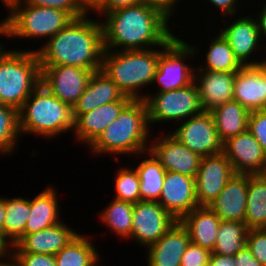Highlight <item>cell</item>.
Segmentation results:
<instances>
[{
  "instance_id": "cell-2",
  "label": "cell",
  "mask_w": 266,
  "mask_h": 266,
  "mask_svg": "<svg viewBox=\"0 0 266 266\" xmlns=\"http://www.w3.org/2000/svg\"><path fill=\"white\" fill-rule=\"evenodd\" d=\"M85 15L73 19L35 51L40 65H69L92 72L101 70L103 29L101 20Z\"/></svg>"
},
{
  "instance_id": "cell-18",
  "label": "cell",
  "mask_w": 266,
  "mask_h": 266,
  "mask_svg": "<svg viewBox=\"0 0 266 266\" xmlns=\"http://www.w3.org/2000/svg\"><path fill=\"white\" fill-rule=\"evenodd\" d=\"M233 100L249 112L266 109V63L236 71Z\"/></svg>"
},
{
  "instance_id": "cell-44",
  "label": "cell",
  "mask_w": 266,
  "mask_h": 266,
  "mask_svg": "<svg viewBox=\"0 0 266 266\" xmlns=\"http://www.w3.org/2000/svg\"><path fill=\"white\" fill-rule=\"evenodd\" d=\"M179 1L180 0H145V3L161 10L169 19H171V17L173 18L174 14L177 12L176 10Z\"/></svg>"
},
{
  "instance_id": "cell-20",
  "label": "cell",
  "mask_w": 266,
  "mask_h": 266,
  "mask_svg": "<svg viewBox=\"0 0 266 266\" xmlns=\"http://www.w3.org/2000/svg\"><path fill=\"white\" fill-rule=\"evenodd\" d=\"M190 242L186 227L176 221L161 239L146 248L147 266H180Z\"/></svg>"
},
{
  "instance_id": "cell-4",
  "label": "cell",
  "mask_w": 266,
  "mask_h": 266,
  "mask_svg": "<svg viewBox=\"0 0 266 266\" xmlns=\"http://www.w3.org/2000/svg\"><path fill=\"white\" fill-rule=\"evenodd\" d=\"M175 37L176 35L163 46L150 49L129 51L104 49L101 70L116 83L125 96L132 100H144L145 95L139 90L142 87L147 89V86L153 84L161 51Z\"/></svg>"
},
{
  "instance_id": "cell-33",
  "label": "cell",
  "mask_w": 266,
  "mask_h": 266,
  "mask_svg": "<svg viewBox=\"0 0 266 266\" xmlns=\"http://www.w3.org/2000/svg\"><path fill=\"white\" fill-rule=\"evenodd\" d=\"M134 204L112 198L105 209L100 211L99 221L111 232L127 240L131 236Z\"/></svg>"
},
{
  "instance_id": "cell-26",
  "label": "cell",
  "mask_w": 266,
  "mask_h": 266,
  "mask_svg": "<svg viewBox=\"0 0 266 266\" xmlns=\"http://www.w3.org/2000/svg\"><path fill=\"white\" fill-rule=\"evenodd\" d=\"M180 222L186 227L190 241L212 252L221 219L209 207H197Z\"/></svg>"
},
{
  "instance_id": "cell-28",
  "label": "cell",
  "mask_w": 266,
  "mask_h": 266,
  "mask_svg": "<svg viewBox=\"0 0 266 266\" xmlns=\"http://www.w3.org/2000/svg\"><path fill=\"white\" fill-rule=\"evenodd\" d=\"M147 155L148 157H146ZM137 156L144 158L135 167L140 179V201L158 202L164 185L166 170L150 151L138 154Z\"/></svg>"
},
{
  "instance_id": "cell-53",
  "label": "cell",
  "mask_w": 266,
  "mask_h": 266,
  "mask_svg": "<svg viewBox=\"0 0 266 266\" xmlns=\"http://www.w3.org/2000/svg\"><path fill=\"white\" fill-rule=\"evenodd\" d=\"M84 3L91 9L99 0H83Z\"/></svg>"
},
{
  "instance_id": "cell-11",
  "label": "cell",
  "mask_w": 266,
  "mask_h": 266,
  "mask_svg": "<svg viewBox=\"0 0 266 266\" xmlns=\"http://www.w3.org/2000/svg\"><path fill=\"white\" fill-rule=\"evenodd\" d=\"M176 221L157 201H138L134 204L128 240L147 248L161 239Z\"/></svg>"
},
{
  "instance_id": "cell-39",
  "label": "cell",
  "mask_w": 266,
  "mask_h": 266,
  "mask_svg": "<svg viewBox=\"0 0 266 266\" xmlns=\"http://www.w3.org/2000/svg\"><path fill=\"white\" fill-rule=\"evenodd\" d=\"M248 130L266 153V109L250 112Z\"/></svg>"
},
{
  "instance_id": "cell-9",
  "label": "cell",
  "mask_w": 266,
  "mask_h": 266,
  "mask_svg": "<svg viewBox=\"0 0 266 266\" xmlns=\"http://www.w3.org/2000/svg\"><path fill=\"white\" fill-rule=\"evenodd\" d=\"M178 35L161 51L158 68L154 75L153 85L157 82L156 92H167L184 88L194 82L195 66L186 64L187 58L196 56L199 45H191ZM198 48V49H197Z\"/></svg>"
},
{
  "instance_id": "cell-17",
  "label": "cell",
  "mask_w": 266,
  "mask_h": 266,
  "mask_svg": "<svg viewBox=\"0 0 266 266\" xmlns=\"http://www.w3.org/2000/svg\"><path fill=\"white\" fill-rule=\"evenodd\" d=\"M158 203L177 221L199 207L195 178L166 171L164 185Z\"/></svg>"
},
{
  "instance_id": "cell-19",
  "label": "cell",
  "mask_w": 266,
  "mask_h": 266,
  "mask_svg": "<svg viewBox=\"0 0 266 266\" xmlns=\"http://www.w3.org/2000/svg\"><path fill=\"white\" fill-rule=\"evenodd\" d=\"M236 72L205 71L195 68L194 82L198 88L203 111L210 112L233 100Z\"/></svg>"
},
{
  "instance_id": "cell-35",
  "label": "cell",
  "mask_w": 266,
  "mask_h": 266,
  "mask_svg": "<svg viewBox=\"0 0 266 266\" xmlns=\"http://www.w3.org/2000/svg\"><path fill=\"white\" fill-rule=\"evenodd\" d=\"M20 136L19 111L0 104V154L15 153Z\"/></svg>"
},
{
  "instance_id": "cell-46",
  "label": "cell",
  "mask_w": 266,
  "mask_h": 266,
  "mask_svg": "<svg viewBox=\"0 0 266 266\" xmlns=\"http://www.w3.org/2000/svg\"><path fill=\"white\" fill-rule=\"evenodd\" d=\"M13 248V242L4 232H0V262L13 259Z\"/></svg>"
},
{
  "instance_id": "cell-7",
  "label": "cell",
  "mask_w": 266,
  "mask_h": 266,
  "mask_svg": "<svg viewBox=\"0 0 266 266\" xmlns=\"http://www.w3.org/2000/svg\"><path fill=\"white\" fill-rule=\"evenodd\" d=\"M0 23L6 28L8 38L40 39L47 41L65 28L74 18L68 13L50 7H38L22 0L7 10Z\"/></svg>"
},
{
  "instance_id": "cell-21",
  "label": "cell",
  "mask_w": 266,
  "mask_h": 266,
  "mask_svg": "<svg viewBox=\"0 0 266 266\" xmlns=\"http://www.w3.org/2000/svg\"><path fill=\"white\" fill-rule=\"evenodd\" d=\"M131 100H119L104 104L92 111L78 115L74 119L72 134L79 143L90 146L106 127L114 122L122 109Z\"/></svg>"
},
{
  "instance_id": "cell-48",
  "label": "cell",
  "mask_w": 266,
  "mask_h": 266,
  "mask_svg": "<svg viewBox=\"0 0 266 266\" xmlns=\"http://www.w3.org/2000/svg\"><path fill=\"white\" fill-rule=\"evenodd\" d=\"M264 5L263 7H261V10L258 14V16L256 15V20L258 23V28H259V34H260V38L262 41V45H266L265 41H266V3L262 4ZM265 39V41H263ZM264 43V44H263ZM266 48V47H264Z\"/></svg>"
},
{
  "instance_id": "cell-38",
  "label": "cell",
  "mask_w": 266,
  "mask_h": 266,
  "mask_svg": "<svg viewBox=\"0 0 266 266\" xmlns=\"http://www.w3.org/2000/svg\"><path fill=\"white\" fill-rule=\"evenodd\" d=\"M246 246L252 255L263 265L266 266V228L249 229Z\"/></svg>"
},
{
  "instance_id": "cell-13",
  "label": "cell",
  "mask_w": 266,
  "mask_h": 266,
  "mask_svg": "<svg viewBox=\"0 0 266 266\" xmlns=\"http://www.w3.org/2000/svg\"><path fill=\"white\" fill-rule=\"evenodd\" d=\"M223 22L225 23L223 24L222 28H220L223 29L220 31V33L227 40L238 61L243 66L264 64L266 58L262 57V59L258 60L256 55V52L258 53L262 51V47L264 46H260V42L262 41L260 38L256 17L250 14L249 16L241 15V17H238V19L235 17L233 22L230 20V24L226 19H223ZM227 23L228 25L225 26ZM260 48L261 50H259ZM255 55L256 58H254ZM252 56L254 57L252 58Z\"/></svg>"
},
{
  "instance_id": "cell-24",
  "label": "cell",
  "mask_w": 266,
  "mask_h": 266,
  "mask_svg": "<svg viewBox=\"0 0 266 266\" xmlns=\"http://www.w3.org/2000/svg\"><path fill=\"white\" fill-rule=\"evenodd\" d=\"M119 100H132L125 96L114 81L102 70L93 72L88 79L84 93L72 108L73 119L104 104Z\"/></svg>"
},
{
  "instance_id": "cell-1",
  "label": "cell",
  "mask_w": 266,
  "mask_h": 266,
  "mask_svg": "<svg viewBox=\"0 0 266 266\" xmlns=\"http://www.w3.org/2000/svg\"><path fill=\"white\" fill-rule=\"evenodd\" d=\"M103 20V21H102ZM103 46L106 50H143L165 45L175 34L161 10L141 3L103 15Z\"/></svg>"
},
{
  "instance_id": "cell-47",
  "label": "cell",
  "mask_w": 266,
  "mask_h": 266,
  "mask_svg": "<svg viewBox=\"0 0 266 266\" xmlns=\"http://www.w3.org/2000/svg\"><path fill=\"white\" fill-rule=\"evenodd\" d=\"M207 266H236L235 256L212 253Z\"/></svg>"
},
{
  "instance_id": "cell-6",
  "label": "cell",
  "mask_w": 266,
  "mask_h": 266,
  "mask_svg": "<svg viewBox=\"0 0 266 266\" xmlns=\"http://www.w3.org/2000/svg\"><path fill=\"white\" fill-rule=\"evenodd\" d=\"M41 83L35 50L8 49L0 58V104L18 111Z\"/></svg>"
},
{
  "instance_id": "cell-22",
  "label": "cell",
  "mask_w": 266,
  "mask_h": 266,
  "mask_svg": "<svg viewBox=\"0 0 266 266\" xmlns=\"http://www.w3.org/2000/svg\"><path fill=\"white\" fill-rule=\"evenodd\" d=\"M249 174H235L208 207L224 221L245 223Z\"/></svg>"
},
{
  "instance_id": "cell-29",
  "label": "cell",
  "mask_w": 266,
  "mask_h": 266,
  "mask_svg": "<svg viewBox=\"0 0 266 266\" xmlns=\"http://www.w3.org/2000/svg\"><path fill=\"white\" fill-rule=\"evenodd\" d=\"M245 224L266 228V174L249 175Z\"/></svg>"
},
{
  "instance_id": "cell-14",
  "label": "cell",
  "mask_w": 266,
  "mask_h": 266,
  "mask_svg": "<svg viewBox=\"0 0 266 266\" xmlns=\"http://www.w3.org/2000/svg\"><path fill=\"white\" fill-rule=\"evenodd\" d=\"M234 175L232 164L223 153L203 156L195 177L199 207L211 205Z\"/></svg>"
},
{
  "instance_id": "cell-40",
  "label": "cell",
  "mask_w": 266,
  "mask_h": 266,
  "mask_svg": "<svg viewBox=\"0 0 266 266\" xmlns=\"http://www.w3.org/2000/svg\"><path fill=\"white\" fill-rule=\"evenodd\" d=\"M211 254V251L190 242L182 255L180 266H207Z\"/></svg>"
},
{
  "instance_id": "cell-50",
  "label": "cell",
  "mask_w": 266,
  "mask_h": 266,
  "mask_svg": "<svg viewBox=\"0 0 266 266\" xmlns=\"http://www.w3.org/2000/svg\"><path fill=\"white\" fill-rule=\"evenodd\" d=\"M0 36H5L8 37V33L6 28L0 23ZM4 43L0 42V58L4 55V53L7 51L5 46L3 45Z\"/></svg>"
},
{
  "instance_id": "cell-43",
  "label": "cell",
  "mask_w": 266,
  "mask_h": 266,
  "mask_svg": "<svg viewBox=\"0 0 266 266\" xmlns=\"http://www.w3.org/2000/svg\"><path fill=\"white\" fill-rule=\"evenodd\" d=\"M208 2L212 4L213 7L215 6V9H218L217 12L219 11L220 13L221 11L222 15L230 17L231 20L234 16H238L237 12L240 10L238 9V6L240 5L239 0H208Z\"/></svg>"
},
{
  "instance_id": "cell-12",
  "label": "cell",
  "mask_w": 266,
  "mask_h": 266,
  "mask_svg": "<svg viewBox=\"0 0 266 266\" xmlns=\"http://www.w3.org/2000/svg\"><path fill=\"white\" fill-rule=\"evenodd\" d=\"M40 68V84L71 108L84 93L93 73L89 69L69 65H40Z\"/></svg>"
},
{
  "instance_id": "cell-30",
  "label": "cell",
  "mask_w": 266,
  "mask_h": 266,
  "mask_svg": "<svg viewBox=\"0 0 266 266\" xmlns=\"http://www.w3.org/2000/svg\"><path fill=\"white\" fill-rule=\"evenodd\" d=\"M88 235L78 233L72 241L56 255V266H94L101 255L98 254Z\"/></svg>"
},
{
  "instance_id": "cell-54",
  "label": "cell",
  "mask_w": 266,
  "mask_h": 266,
  "mask_svg": "<svg viewBox=\"0 0 266 266\" xmlns=\"http://www.w3.org/2000/svg\"><path fill=\"white\" fill-rule=\"evenodd\" d=\"M98 263H99V262H97L94 266H101V264L99 263V265H98Z\"/></svg>"
},
{
  "instance_id": "cell-5",
  "label": "cell",
  "mask_w": 266,
  "mask_h": 266,
  "mask_svg": "<svg viewBox=\"0 0 266 266\" xmlns=\"http://www.w3.org/2000/svg\"><path fill=\"white\" fill-rule=\"evenodd\" d=\"M19 128L22 134H34L50 140L73 131L72 108L40 84L19 110Z\"/></svg>"
},
{
  "instance_id": "cell-23",
  "label": "cell",
  "mask_w": 266,
  "mask_h": 266,
  "mask_svg": "<svg viewBox=\"0 0 266 266\" xmlns=\"http://www.w3.org/2000/svg\"><path fill=\"white\" fill-rule=\"evenodd\" d=\"M74 228L63 223L25 235L16 245L13 253H39L56 255L78 234Z\"/></svg>"
},
{
  "instance_id": "cell-34",
  "label": "cell",
  "mask_w": 266,
  "mask_h": 266,
  "mask_svg": "<svg viewBox=\"0 0 266 266\" xmlns=\"http://www.w3.org/2000/svg\"><path fill=\"white\" fill-rule=\"evenodd\" d=\"M248 231L243 222L221 220L212 253L235 256L246 246Z\"/></svg>"
},
{
  "instance_id": "cell-45",
  "label": "cell",
  "mask_w": 266,
  "mask_h": 266,
  "mask_svg": "<svg viewBox=\"0 0 266 266\" xmlns=\"http://www.w3.org/2000/svg\"><path fill=\"white\" fill-rule=\"evenodd\" d=\"M236 266H263L245 246L235 255Z\"/></svg>"
},
{
  "instance_id": "cell-32",
  "label": "cell",
  "mask_w": 266,
  "mask_h": 266,
  "mask_svg": "<svg viewBox=\"0 0 266 266\" xmlns=\"http://www.w3.org/2000/svg\"><path fill=\"white\" fill-rule=\"evenodd\" d=\"M30 213L29 198L5 197L4 233L14 245L24 237V229Z\"/></svg>"
},
{
  "instance_id": "cell-3",
  "label": "cell",
  "mask_w": 266,
  "mask_h": 266,
  "mask_svg": "<svg viewBox=\"0 0 266 266\" xmlns=\"http://www.w3.org/2000/svg\"><path fill=\"white\" fill-rule=\"evenodd\" d=\"M148 127L150 128L145 100H131L88 150L94 156L114 155L116 161H119L118 157L122 154L136 156L144 153L149 151V137L152 135Z\"/></svg>"
},
{
  "instance_id": "cell-10",
  "label": "cell",
  "mask_w": 266,
  "mask_h": 266,
  "mask_svg": "<svg viewBox=\"0 0 266 266\" xmlns=\"http://www.w3.org/2000/svg\"><path fill=\"white\" fill-rule=\"evenodd\" d=\"M179 123L178 127L169 133L191 151L202 157L223 153V142L219 138L210 112L203 111Z\"/></svg>"
},
{
  "instance_id": "cell-8",
  "label": "cell",
  "mask_w": 266,
  "mask_h": 266,
  "mask_svg": "<svg viewBox=\"0 0 266 266\" xmlns=\"http://www.w3.org/2000/svg\"><path fill=\"white\" fill-rule=\"evenodd\" d=\"M144 95L150 128L157 122L178 123L203 112L195 82L184 88Z\"/></svg>"
},
{
  "instance_id": "cell-52",
  "label": "cell",
  "mask_w": 266,
  "mask_h": 266,
  "mask_svg": "<svg viewBox=\"0 0 266 266\" xmlns=\"http://www.w3.org/2000/svg\"><path fill=\"white\" fill-rule=\"evenodd\" d=\"M0 266H18V265L12 259V260H8V261H2V262H0Z\"/></svg>"
},
{
  "instance_id": "cell-36",
  "label": "cell",
  "mask_w": 266,
  "mask_h": 266,
  "mask_svg": "<svg viewBox=\"0 0 266 266\" xmlns=\"http://www.w3.org/2000/svg\"><path fill=\"white\" fill-rule=\"evenodd\" d=\"M114 179V199L136 204L140 201V179L135 167H120L115 171Z\"/></svg>"
},
{
  "instance_id": "cell-31",
  "label": "cell",
  "mask_w": 266,
  "mask_h": 266,
  "mask_svg": "<svg viewBox=\"0 0 266 266\" xmlns=\"http://www.w3.org/2000/svg\"><path fill=\"white\" fill-rule=\"evenodd\" d=\"M206 46L208 51L205 52L204 66L198 68L205 71L236 72L243 65L235 57L227 40L218 32V35L209 40Z\"/></svg>"
},
{
  "instance_id": "cell-42",
  "label": "cell",
  "mask_w": 266,
  "mask_h": 266,
  "mask_svg": "<svg viewBox=\"0 0 266 266\" xmlns=\"http://www.w3.org/2000/svg\"><path fill=\"white\" fill-rule=\"evenodd\" d=\"M145 0H99L91 9L90 12H95L101 15H105L114 10L135 6L144 3Z\"/></svg>"
},
{
  "instance_id": "cell-15",
  "label": "cell",
  "mask_w": 266,
  "mask_h": 266,
  "mask_svg": "<svg viewBox=\"0 0 266 266\" xmlns=\"http://www.w3.org/2000/svg\"><path fill=\"white\" fill-rule=\"evenodd\" d=\"M223 154L235 174H266V153L249 130L224 141Z\"/></svg>"
},
{
  "instance_id": "cell-49",
  "label": "cell",
  "mask_w": 266,
  "mask_h": 266,
  "mask_svg": "<svg viewBox=\"0 0 266 266\" xmlns=\"http://www.w3.org/2000/svg\"><path fill=\"white\" fill-rule=\"evenodd\" d=\"M5 197L0 196V232H4Z\"/></svg>"
},
{
  "instance_id": "cell-51",
  "label": "cell",
  "mask_w": 266,
  "mask_h": 266,
  "mask_svg": "<svg viewBox=\"0 0 266 266\" xmlns=\"http://www.w3.org/2000/svg\"><path fill=\"white\" fill-rule=\"evenodd\" d=\"M20 0H1V3L7 8L8 10L11 6L19 2Z\"/></svg>"
},
{
  "instance_id": "cell-41",
  "label": "cell",
  "mask_w": 266,
  "mask_h": 266,
  "mask_svg": "<svg viewBox=\"0 0 266 266\" xmlns=\"http://www.w3.org/2000/svg\"><path fill=\"white\" fill-rule=\"evenodd\" d=\"M18 266H56L55 255L39 253H13Z\"/></svg>"
},
{
  "instance_id": "cell-37",
  "label": "cell",
  "mask_w": 266,
  "mask_h": 266,
  "mask_svg": "<svg viewBox=\"0 0 266 266\" xmlns=\"http://www.w3.org/2000/svg\"><path fill=\"white\" fill-rule=\"evenodd\" d=\"M24 3L38 7H50L68 12L74 19L91 14L83 0H22Z\"/></svg>"
},
{
  "instance_id": "cell-16",
  "label": "cell",
  "mask_w": 266,
  "mask_h": 266,
  "mask_svg": "<svg viewBox=\"0 0 266 266\" xmlns=\"http://www.w3.org/2000/svg\"><path fill=\"white\" fill-rule=\"evenodd\" d=\"M162 135L159 136V139L156 138L154 142L150 140L149 151L166 171L195 178L202 156L191 151L169 132L166 135Z\"/></svg>"
},
{
  "instance_id": "cell-27",
  "label": "cell",
  "mask_w": 266,
  "mask_h": 266,
  "mask_svg": "<svg viewBox=\"0 0 266 266\" xmlns=\"http://www.w3.org/2000/svg\"><path fill=\"white\" fill-rule=\"evenodd\" d=\"M210 113L222 142L248 130L250 112L235 100L216 107Z\"/></svg>"
},
{
  "instance_id": "cell-25",
  "label": "cell",
  "mask_w": 266,
  "mask_h": 266,
  "mask_svg": "<svg viewBox=\"0 0 266 266\" xmlns=\"http://www.w3.org/2000/svg\"><path fill=\"white\" fill-rule=\"evenodd\" d=\"M56 190L53 186L45 187L37 196L30 199L31 213L25 225L24 236L61 222V204Z\"/></svg>"
}]
</instances>
